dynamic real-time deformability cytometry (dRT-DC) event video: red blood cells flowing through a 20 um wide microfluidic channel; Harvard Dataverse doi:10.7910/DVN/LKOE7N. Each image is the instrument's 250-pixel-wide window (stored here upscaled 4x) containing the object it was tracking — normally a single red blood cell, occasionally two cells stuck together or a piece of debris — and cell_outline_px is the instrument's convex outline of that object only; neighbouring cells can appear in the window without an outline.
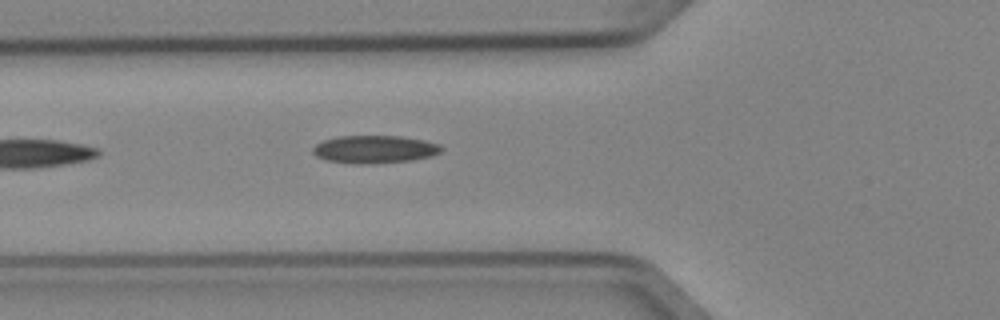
{"species": "Egyptian fruit bat (a non-hibernating species)", "species_latin": "Rousettus aegyptiacus", "temperature_condition": "cold", "stored_images_in_passage": 2, "camera_frame_rate_fps": 3000, "um_per_image_px": 0.085, "animal": {"sex": "female"}, "frame": {"image": 1, "passage_image": 2, "time_ms": 0.333, "image_size_px": [1000, 320], "cell_outline_px": [[444, 148], [440, 152], [432, 156], [412, 160], [372, 164], [352, 164], [324, 160], [316, 156], [312, 152], [312, 148], [316, 144], [324, 140], [340, 136], [400, 136], [424, 140], [440, 144]], "centroid_in_image_um": [31.83, 12.7], "position_along_channel_um": 94.0, "area_um2": 21.04}}